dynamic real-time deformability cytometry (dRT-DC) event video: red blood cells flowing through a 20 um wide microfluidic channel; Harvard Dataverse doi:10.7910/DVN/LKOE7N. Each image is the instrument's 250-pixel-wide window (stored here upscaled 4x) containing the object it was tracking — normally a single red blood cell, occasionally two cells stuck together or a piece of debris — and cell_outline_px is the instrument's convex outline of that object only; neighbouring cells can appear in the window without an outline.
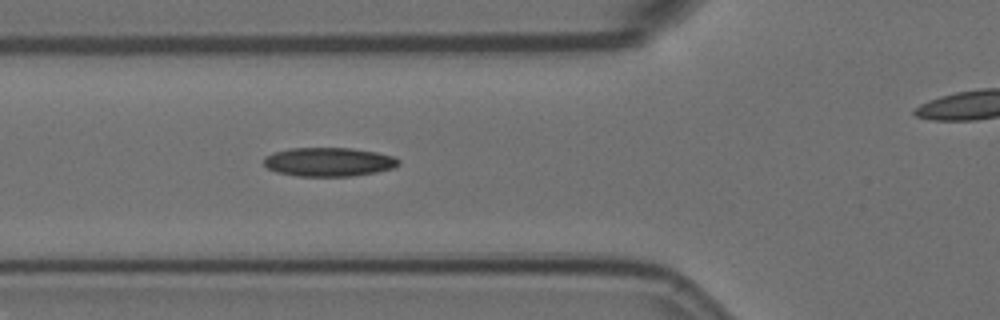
{"species": "Egyptian fruit bat (a non-hibernating species)", "species_latin": "Rousettus aegyptiacus", "temperature_condition": "room temperature", "stored_images_in_passage": 6, "segment_of_instrument_passage": [1, 2], "camera_frame_rate_fps": 3000, "um_per_image_px": 0.085, "animal": {"sex": "female"}, "frame": {"image": 1, "passage_image": 5, "time_ms": 1.333, "image_size_px": [1000, 320], "cell_outline_px": [[400, 164], [392, 168], [376, 172], [352, 176], [296, 176], [276, 172], [268, 168], [264, 164], [264, 156], [276, 152], [292, 148], [352, 148], [376, 152], [392, 156], [400, 160]], "centroid_in_image_um": [27.94, 13.76], "position_along_channel_um": 97.9, "area_um2": 22.6}}